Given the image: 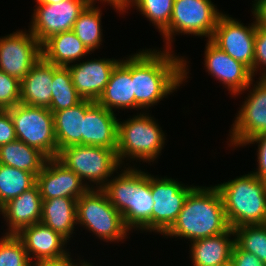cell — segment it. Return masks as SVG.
I'll return each mask as SVG.
<instances>
[{"mask_svg":"<svg viewBox=\"0 0 266 266\" xmlns=\"http://www.w3.org/2000/svg\"><path fill=\"white\" fill-rule=\"evenodd\" d=\"M36 184L42 200L61 197L78 200L89 190L84 181L57 158L47 159L36 176Z\"/></svg>","mask_w":266,"mask_h":266,"instance_id":"15","label":"cell"},{"mask_svg":"<svg viewBox=\"0 0 266 266\" xmlns=\"http://www.w3.org/2000/svg\"><path fill=\"white\" fill-rule=\"evenodd\" d=\"M85 1L88 4H93V5H96V3H99V2H100L101 5L103 3H104L103 5H105L107 3L108 6L110 5V7H112L113 10H115V8H114V0H85Z\"/></svg>","mask_w":266,"mask_h":266,"instance_id":"43","label":"cell"},{"mask_svg":"<svg viewBox=\"0 0 266 266\" xmlns=\"http://www.w3.org/2000/svg\"><path fill=\"white\" fill-rule=\"evenodd\" d=\"M136 0H114L115 12L120 15L128 13V10H131V6Z\"/></svg>","mask_w":266,"mask_h":266,"instance_id":"42","label":"cell"},{"mask_svg":"<svg viewBox=\"0 0 266 266\" xmlns=\"http://www.w3.org/2000/svg\"><path fill=\"white\" fill-rule=\"evenodd\" d=\"M42 197L35 184L21 195L0 207V214L7 226L2 234H18L23 228L39 223L42 216Z\"/></svg>","mask_w":266,"mask_h":266,"instance_id":"19","label":"cell"},{"mask_svg":"<svg viewBox=\"0 0 266 266\" xmlns=\"http://www.w3.org/2000/svg\"><path fill=\"white\" fill-rule=\"evenodd\" d=\"M77 227L111 244L124 243L132 232L122 214L110 203L102 189H89L77 200Z\"/></svg>","mask_w":266,"mask_h":266,"instance_id":"5","label":"cell"},{"mask_svg":"<svg viewBox=\"0 0 266 266\" xmlns=\"http://www.w3.org/2000/svg\"><path fill=\"white\" fill-rule=\"evenodd\" d=\"M52 85L51 104L48 108L51 112L73 107L83 100L72 83L68 67L53 64Z\"/></svg>","mask_w":266,"mask_h":266,"instance_id":"30","label":"cell"},{"mask_svg":"<svg viewBox=\"0 0 266 266\" xmlns=\"http://www.w3.org/2000/svg\"><path fill=\"white\" fill-rule=\"evenodd\" d=\"M121 59L92 58L81 60L68 67L71 79L78 94L87 100L96 102L104 92L111 73Z\"/></svg>","mask_w":266,"mask_h":266,"instance_id":"16","label":"cell"},{"mask_svg":"<svg viewBox=\"0 0 266 266\" xmlns=\"http://www.w3.org/2000/svg\"><path fill=\"white\" fill-rule=\"evenodd\" d=\"M235 244L246 252L257 256L266 264V224L244 225L233 228Z\"/></svg>","mask_w":266,"mask_h":266,"instance_id":"32","label":"cell"},{"mask_svg":"<svg viewBox=\"0 0 266 266\" xmlns=\"http://www.w3.org/2000/svg\"><path fill=\"white\" fill-rule=\"evenodd\" d=\"M121 170V171H120ZM102 188L110 203L122 214L132 231V197L136 189V167H122Z\"/></svg>","mask_w":266,"mask_h":266,"instance_id":"25","label":"cell"},{"mask_svg":"<svg viewBox=\"0 0 266 266\" xmlns=\"http://www.w3.org/2000/svg\"><path fill=\"white\" fill-rule=\"evenodd\" d=\"M25 246L31 262L43 259H57L70 253L69 241L42 222L23 228L16 234Z\"/></svg>","mask_w":266,"mask_h":266,"instance_id":"18","label":"cell"},{"mask_svg":"<svg viewBox=\"0 0 266 266\" xmlns=\"http://www.w3.org/2000/svg\"><path fill=\"white\" fill-rule=\"evenodd\" d=\"M73 255H71V252L61 258H57V259H43V260H38L35 262H32L31 266H78L79 261L81 260V258H76L73 259L72 257ZM76 261V262H75Z\"/></svg>","mask_w":266,"mask_h":266,"instance_id":"40","label":"cell"},{"mask_svg":"<svg viewBox=\"0 0 266 266\" xmlns=\"http://www.w3.org/2000/svg\"><path fill=\"white\" fill-rule=\"evenodd\" d=\"M24 29L0 37V70L20 81L42 58V44Z\"/></svg>","mask_w":266,"mask_h":266,"instance_id":"12","label":"cell"},{"mask_svg":"<svg viewBox=\"0 0 266 266\" xmlns=\"http://www.w3.org/2000/svg\"><path fill=\"white\" fill-rule=\"evenodd\" d=\"M88 3L85 0H64L55 4H36L29 31L43 44L51 36L70 31Z\"/></svg>","mask_w":266,"mask_h":266,"instance_id":"13","label":"cell"},{"mask_svg":"<svg viewBox=\"0 0 266 266\" xmlns=\"http://www.w3.org/2000/svg\"><path fill=\"white\" fill-rule=\"evenodd\" d=\"M36 184V176L28 171L0 164V207Z\"/></svg>","mask_w":266,"mask_h":266,"instance_id":"31","label":"cell"},{"mask_svg":"<svg viewBox=\"0 0 266 266\" xmlns=\"http://www.w3.org/2000/svg\"><path fill=\"white\" fill-rule=\"evenodd\" d=\"M53 64L43 57L21 80L20 103L49 108L52 97Z\"/></svg>","mask_w":266,"mask_h":266,"instance_id":"22","label":"cell"},{"mask_svg":"<svg viewBox=\"0 0 266 266\" xmlns=\"http://www.w3.org/2000/svg\"><path fill=\"white\" fill-rule=\"evenodd\" d=\"M136 167V189L132 197V233H152L153 198L150 190V174ZM145 231V232H144Z\"/></svg>","mask_w":266,"mask_h":266,"instance_id":"27","label":"cell"},{"mask_svg":"<svg viewBox=\"0 0 266 266\" xmlns=\"http://www.w3.org/2000/svg\"><path fill=\"white\" fill-rule=\"evenodd\" d=\"M257 74L259 78H266V29L259 26L255 36L254 77Z\"/></svg>","mask_w":266,"mask_h":266,"instance_id":"36","label":"cell"},{"mask_svg":"<svg viewBox=\"0 0 266 266\" xmlns=\"http://www.w3.org/2000/svg\"><path fill=\"white\" fill-rule=\"evenodd\" d=\"M126 58V59H125ZM100 106L116 114L119 110H135V95L132 81V53L113 69L104 92L96 101Z\"/></svg>","mask_w":266,"mask_h":266,"instance_id":"20","label":"cell"},{"mask_svg":"<svg viewBox=\"0 0 266 266\" xmlns=\"http://www.w3.org/2000/svg\"><path fill=\"white\" fill-rule=\"evenodd\" d=\"M17 140L15 127L7 110L0 112V146Z\"/></svg>","mask_w":266,"mask_h":266,"instance_id":"38","label":"cell"},{"mask_svg":"<svg viewBox=\"0 0 266 266\" xmlns=\"http://www.w3.org/2000/svg\"><path fill=\"white\" fill-rule=\"evenodd\" d=\"M0 238V266H31L25 246L16 234H2Z\"/></svg>","mask_w":266,"mask_h":266,"instance_id":"34","label":"cell"},{"mask_svg":"<svg viewBox=\"0 0 266 266\" xmlns=\"http://www.w3.org/2000/svg\"><path fill=\"white\" fill-rule=\"evenodd\" d=\"M243 93L247 94V97L245 96V101L239 105L226 142L228 147H233L232 150L239 149L254 136L266 134V78H258L256 81L254 78L250 85L234 98Z\"/></svg>","mask_w":266,"mask_h":266,"instance_id":"9","label":"cell"},{"mask_svg":"<svg viewBox=\"0 0 266 266\" xmlns=\"http://www.w3.org/2000/svg\"><path fill=\"white\" fill-rule=\"evenodd\" d=\"M21 81L0 70V107L3 110L20 103Z\"/></svg>","mask_w":266,"mask_h":266,"instance_id":"35","label":"cell"},{"mask_svg":"<svg viewBox=\"0 0 266 266\" xmlns=\"http://www.w3.org/2000/svg\"><path fill=\"white\" fill-rule=\"evenodd\" d=\"M53 113L58 153L71 145H83L85 99L73 107Z\"/></svg>","mask_w":266,"mask_h":266,"instance_id":"26","label":"cell"},{"mask_svg":"<svg viewBox=\"0 0 266 266\" xmlns=\"http://www.w3.org/2000/svg\"><path fill=\"white\" fill-rule=\"evenodd\" d=\"M248 25L233 18L225 12L219 17L216 28L210 39L221 50L236 61L247 66L254 76V50L257 24Z\"/></svg>","mask_w":266,"mask_h":266,"instance_id":"11","label":"cell"},{"mask_svg":"<svg viewBox=\"0 0 266 266\" xmlns=\"http://www.w3.org/2000/svg\"><path fill=\"white\" fill-rule=\"evenodd\" d=\"M229 228L218 189L215 185H198L188 194L176 221L162 237L192 242L219 235Z\"/></svg>","mask_w":266,"mask_h":266,"instance_id":"2","label":"cell"},{"mask_svg":"<svg viewBox=\"0 0 266 266\" xmlns=\"http://www.w3.org/2000/svg\"><path fill=\"white\" fill-rule=\"evenodd\" d=\"M56 158L75 172L89 189H102L122 168L116 150L99 146H67Z\"/></svg>","mask_w":266,"mask_h":266,"instance_id":"6","label":"cell"},{"mask_svg":"<svg viewBox=\"0 0 266 266\" xmlns=\"http://www.w3.org/2000/svg\"><path fill=\"white\" fill-rule=\"evenodd\" d=\"M235 235L230 227L219 235L190 242L189 259L192 266H218L231 260Z\"/></svg>","mask_w":266,"mask_h":266,"instance_id":"21","label":"cell"},{"mask_svg":"<svg viewBox=\"0 0 266 266\" xmlns=\"http://www.w3.org/2000/svg\"><path fill=\"white\" fill-rule=\"evenodd\" d=\"M215 187L221 195L226 219L232 229L266 224V182L251 171Z\"/></svg>","mask_w":266,"mask_h":266,"instance_id":"4","label":"cell"},{"mask_svg":"<svg viewBox=\"0 0 266 266\" xmlns=\"http://www.w3.org/2000/svg\"><path fill=\"white\" fill-rule=\"evenodd\" d=\"M196 185H188L167 175H151L150 190L153 198L152 232L163 235L176 221L188 194Z\"/></svg>","mask_w":266,"mask_h":266,"instance_id":"10","label":"cell"},{"mask_svg":"<svg viewBox=\"0 0 266 266\" xmlns=\"http://www.w3.org/2000/svg\"><path fill=\"white\" fill-rule=\"evenodd\" d=\"M205 40L204 69L208 75L220 82L233 98L243 92L253 81L252 71L221 50L210 39Z\"/></svg>","mask_w":266,"mask_h":266,"instance_id":"14","label":"cell"},{"mask_svg":"<svg viewBox=\"0 0 266 266\" xmlns=\"http://www.w3.org/2000/svg\"><path fill=\"white\" fill-rule=\"evenodd\" d=\"M91 54L72 30L55 34L42 44V57L56 66L67 67Z\"/></svg>","mask_w":266,"mask_h":266,"instance_id":"23","label":"cell"},{"mask_svg":"<svg viewBox=\"0 0 266 266\" xmlns=\"http://www.w3.org/2000/svg\"><path fill=\"white\" fill-rule=\"evenodd\" d=\"M78 266H95V265L92 262H88L87 259L86 260L81 259V260H79Z\"/></svg>","mask_w":266,"mask_h":266,"instance_id":"45","label":"cell"},{"mask_svg":"<svg viewBox=\"0 0 266 266\" xmlns=\"http://www.w3.org/2000/svg\"><path fill=\"white\" fill-rule=\"evenodd\" d=\"M129 117L126 120L118 119L116 151L120 164L122 167H137L138 162L140 165V162L148 165L156 163L165 147L167 133L149 112L140 111ZM131 162L133 165L129 164Z\"/></svg>","mask_w":266,"mask_h":266,"instance_id":"3","label":"cell"},{"mask_svg":"<svg viewBox=\"0 0 266 266\" xmlns=\"http://www.w3.org/2000/svg\"><path fill=\"white\" fill-rule=\"evenodd\" d=\"M230 261L233 266H266L257 256L241 250L236 244L233 246Z\"/></svg>","mask_w":266,"mask_h":266,"instance_id":"39","label":"cell"},{"mask_svg":"<svg viewBox=\"0 0 266 266\" xmlns=\"http://www.w3.org/2000/svg\"><path fill=\"white\" fill-rule=\"evenodd\" d=\"M6 110L12 118L17 140L38 149L48 159L57 157L53 113L48 108L19 103Z\"/></svg>","mask_w":266,"mask_h":266,"instance_id":"8","label":"cell"},{"mask_svg":"<svg viewBox=\"0 0 266 266\" xmlns=\"http://www.w3.org/2000/svg\"><path fill=\"white\" fill-rule=\"evenodd\" d=\"M174 51L144 48L132 54L133 93L138 113L150 112L149 109L173 95L191 78L188 57Z\"/></svg>","mask_w":266,"mask_h":266,"instance_id":"1","label":"cell"},{"mask_svg":"<svg viewBox=\"0 0 266 266\" xmlns=\"http://www.w3.org/2000/svg\"><path fill=\"white\" fill-rule=\"evenodd\" d=\"M257 145V166L254 171H251L255 176L266 182V134H259L244 142L240 147H247V145Z\"/></svg>","mask_w":266,"mask_h":266,"instance_id":"37","label":"cell"},{"mask_svg":"<svg viewBox=\"0 0 266 266\" xmlns=\"http://www.w3.org/2000/svg\"><path fill=\"white\" fill-rule=\"evenodd\" d=\"M61 1L64 0H36L35 4H55V3H60Z\"/></svg>","mask_w":266,"mask_h":266,"instance_id":"44","label":"cell"},{"mask_svg":"<svg viewBox=\"0 0 266 266\" xmlns=\"http://www.w3.org/2000/svg\"><path fill=\"white\" fill-rule=\"evenodd\" d=\"M77 199L53 198L42 201L40 222L58 232L68 241L73 238L77 226ZM72 237V238H71Z\"/></svg>","mask_w":266,"mask_h":266,"instance_id":"24","label":"cell"},{"mask_svg":"<svg viewBox=\"0 0 266 266\" xmlns=\"http://www.w3.org/2000/svg\"><path fill=\"white\" fill-rule=\"evenodd\" d=\"M47 159L41 151L19 140L0 146V164L31 172L35 176Z\"/></svg>","mask_w":266,"mask_h":266,"instance_id":"28","label":"cell"},{"mask_svg":"<svg viewBox=\"0 0 266 266\" xmlns=\"http://www.w3.org/2000/svg\"><path fill=\"white\" fill-rule=\"evenodd\" d=\"M213 3L212 0H174L170 24L160 34L165 44L163 49L173 50L177 35L211 39L218 19L224 13Z\"/></svg>","mask_w":266,"mask_h":266,"instance_id":"7","label":"cell"},{"mask_svg":"<svg viewBox=\"0 0 266 266\" xmlns=\"http://www.w3.org/2000/svg\"><path fill=\"white\" fill-rule=\"evenodd\" d=\"M117 114L100 106L97 102L85 99L83 120V145L117 149Z\"/></svg>","mask_w":266,"mask_h":266,"instance_id":"17","label":"cell"},{"mask_svg":"<svg viewBox=\"0 0 266 266\" xmlns=\"http://www.w3.org/2000/svg\"><path fill=\"white\" fill-rule=\"evenodd\" d=\"M174 0H136L135 8L161 34L170 24Z\"/></svg>","mask_w":266,"mask_h":266,"instance_id":"33","label":"cell"},{"mask_svg":"<svg viewBox=\"0 0 266 266\" xmlns=\"http://www.w3.org/2000/svg\"><path fill=\"white\" fill-rule=\"evenodd\" d=\"M101 5L88 4L79 14L72 31L82 43L92 52L101 49L103 45L102 9ZM101 45V46H100Z\"/></svg>","mask_w":266,"mask_h":266,"instance_id":"29","label":"cell"},{"mask_svg":"<svg viewBox=\"0 0 266 266\" xmlns=\"http://www.w3.org/2000/svg\"><path fill=\"white\" fill-rule=\"evenodd\" d=\"M252 15L257 26L266 29V0H252Z\"/></svg>","mask_w":266,"mask_h":266,"instance_id":"41","label":"cell"},{"mask_svg":"<svg viewBox=\"0 0 266 266\" xmlns=\"http://www.w3.org/2000/svg\"><path fill=\"white\" fill-rule=\"evenodd\" d=\"M218 266H233V264L231 263V261H228L224 264L218 265Z\"/></svg>","mask_w":266,"mask_h":266,"instance_id":"46","label":"cell"}]
</instances>
